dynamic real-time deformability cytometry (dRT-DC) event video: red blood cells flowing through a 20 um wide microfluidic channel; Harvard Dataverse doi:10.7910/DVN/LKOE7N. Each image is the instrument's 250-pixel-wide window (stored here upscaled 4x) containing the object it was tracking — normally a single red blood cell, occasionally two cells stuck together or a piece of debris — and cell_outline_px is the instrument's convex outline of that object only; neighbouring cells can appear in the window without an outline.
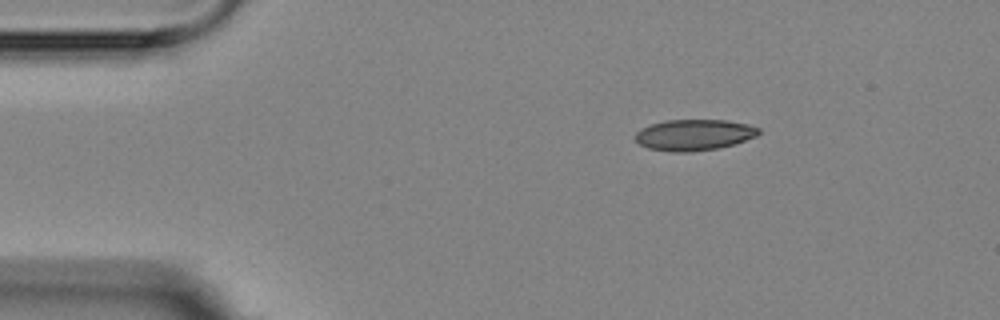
{"species": "Egyptian fruit bat (a non-hibernating species)", "species_latin": "Rousettus aegyptiacus", "temperature_condition": "room temperature", "stored_images_in_passage": 3, "camera_frame_rate_fps": 3000, "um_per_image_px": 0.085, "animal": {"sex": "female"}, "frame": {"image": 1, "passage_image": 1, "time_ms": 0.0, "image_size_px": [1000, 320], "cell_outline_px": [[760, 132], [756, 136], [732, 144], [716, 148], [688, 152], [672, 152], [648, 148], [640, 144], [636, 140], [636, 132], [640, 128], [652, 124], [668, 120], [724, 120], [748, 124], [760, 128]], "centroid_in_image_um": [58.98, 11.46], "position_along_channel_um": 26.0, "area_um2": 22.08}}